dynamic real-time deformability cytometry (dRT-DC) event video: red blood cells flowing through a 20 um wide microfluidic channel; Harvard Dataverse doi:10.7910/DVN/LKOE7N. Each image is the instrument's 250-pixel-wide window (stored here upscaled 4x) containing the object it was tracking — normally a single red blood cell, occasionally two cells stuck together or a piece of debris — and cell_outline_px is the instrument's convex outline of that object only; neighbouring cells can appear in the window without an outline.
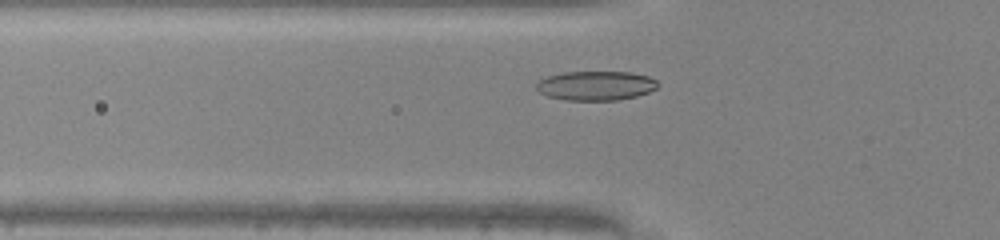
{"species": "common noctule bat (a hibernating species)", "species_latin": "Nyctalus noctula", "temperature_condition": "warm", "stored_images_in_passage": 32, "camera_frame_rate_fps": 3000, "um_per_image_px": 0.085, "animal": {"sex": "male", "body_mass_g": 20.0, "forearm_length_mm": 53.3}, "frame": {"image": 1, "passage_image": 7, "time_ms": 2.0, "image_size_px": [1000, 240], "cell_outline_px": [[660, 84], [656, 88], [648, 92], [636, 96], [620, 100], [564, 100], [548, 96], [540, 92], [536, 88], [536, 84], [540, 80], [548, 76], [564, 72], [632, 72], [648, 76], [656, 80]], "centroid_in_image_um": [50.67, 7.28], "position_along_channel_um": 75.1, "area_um2": 20.75}}
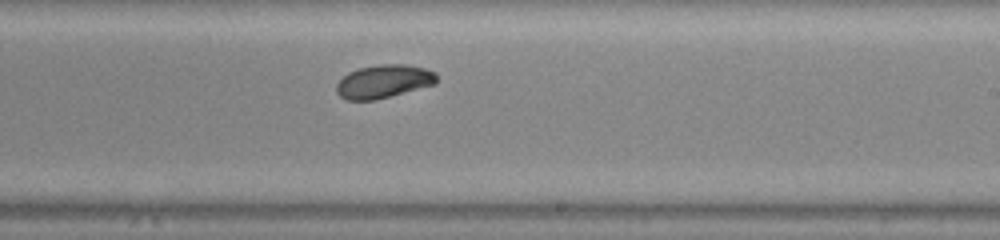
{"frame": {"image": 2, "passage_image": 20, "time_ms": 6.333, "image_size_px": [1000, 240], "cell_outline_px": [[436, 84], [376, 100], [348, 100], [340, 96], [336, 92], [336, 84], [348, 72], [360, 68], [380, 64], [404, 64], [424, 68], [436, 72]], "centroid_in_image_um": [32.61, 6.92], "position_along_channel_um": 256.4, "area_um2": 19.42}}
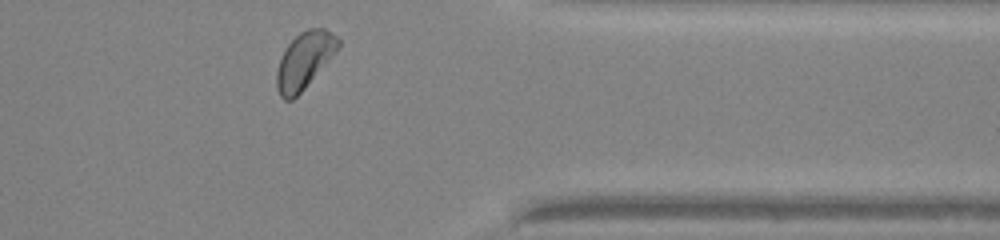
{"frame": {"image": 3, "passage_image": 30, "time_ms": 9.667, "image_size_px": [1000, 240], "cell_outline_px": [[340, 44], [336, 52], [304, 88], [292, 100], [284, 100], [280, 96], [276, 88], [276, 72], [280, 60], [288, 44], [300, 32], [308, 28], [324, 28], [336, 36], [340, 40]], "centroid_in_image_um": [25.86, 5.13], "position_along_channel_um": 385.5, "area_um2": 19.94}, "authors_computed_cell_mechanics": {"area_um2": 19.2474, "velocity_mm_per_s": 4.1909, "shape_relaxation_time_tau1_ms": 3.8002, "shape_relaxation_time_tau2_ms": null, "deformation_change_tau1": 0.108, "deformation_change_tau2": null}}